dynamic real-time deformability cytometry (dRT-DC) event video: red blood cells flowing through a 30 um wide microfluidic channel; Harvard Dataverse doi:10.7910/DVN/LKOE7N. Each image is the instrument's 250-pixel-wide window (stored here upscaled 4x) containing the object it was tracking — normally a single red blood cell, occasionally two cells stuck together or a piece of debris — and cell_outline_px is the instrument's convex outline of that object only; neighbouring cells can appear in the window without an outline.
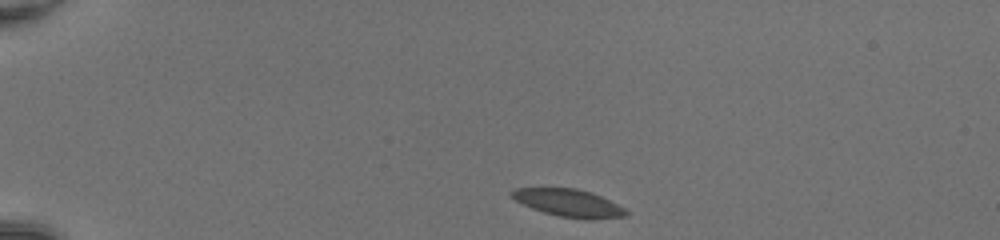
{"species": "common noctule bat (a hibernating species)", "species_latin": "Nyctalus noctula", "temperature_condition": "room temperature", "stored_images_in_passage": 40, "camera_frame_rate_fps": 3000, "um_per_image_px": 0.085, "animal": {"sex": "female", "body_mass_g": 20.0, "forearm_length_mm": 54.0}, "frame": {"image": 1, "passage_image": 1, "time_ms": 0.0, "image_size_px": [1000, 240], "cell_outline_px": [[628, 212], [624, 216], [592, 220], [584, 220], [560, 216], [544, 212], [532, 208], [508, 196], [508, 192], [516, 188], [576, 188], [592, 192], [624, 208]], "centroid_in_image_um": [48.31, 17.25], "position_along_channel_um": 36.7, "area_um2": 18.32}}
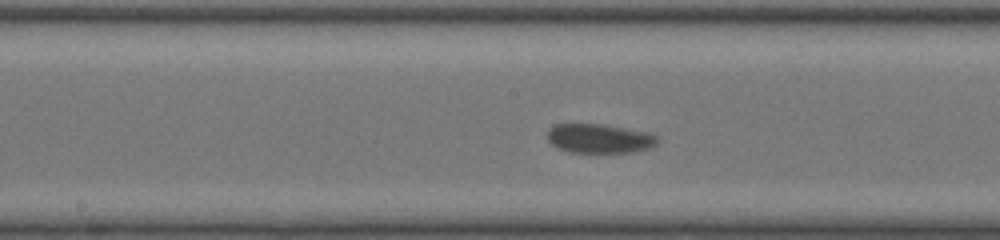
{"frame": {"image": 2, "passage_image": 18, "time_ms": 5.667, "image_size_px": [1000, 240], "cell_outline_px": [[660, 140], [656, 144], [648, 148], [628, 152], [568, 152], [556, 148], [548, 140], [548, 128], [556, 124], [600, 124], [644, 132], [656, 136]], "centroid_in_image_um": [50.88, 11.77], "position_along_channel_um": 197.3, "area_um2": 18.44}}
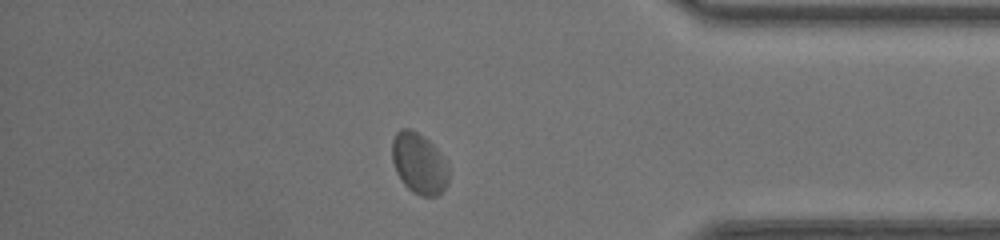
{"frame": {"image": 3, "passage_image": 34, "time_ms": 11.0, "image_size_px": [1000, 240], "cell_outline_px": [[448, 184], [436, 196], [420, 196], [412, 192], [404, 184], [396, 172], [392, 160], [392, 140], [396, 132], [400, 128], [412, 128], [424, 136], [436, 148], [444, 160], [448, 168]], "centroid_in_image_um": [35.59, 13.87], "position_along_channel_um": 399.6, "area_um2": 20.11}, "authors_computed_cell_mechanics": {"area_um2": 18.5827, "velocity_mm_per_s": 4.1558, "shape_relaxation_time_tau1_ms": 4.1453, "shape_relaxation_time_tau2_ms": 1.9211, "deformation_change_tau1": 0.0949, "deformation_change_tau2": 0.0569}}